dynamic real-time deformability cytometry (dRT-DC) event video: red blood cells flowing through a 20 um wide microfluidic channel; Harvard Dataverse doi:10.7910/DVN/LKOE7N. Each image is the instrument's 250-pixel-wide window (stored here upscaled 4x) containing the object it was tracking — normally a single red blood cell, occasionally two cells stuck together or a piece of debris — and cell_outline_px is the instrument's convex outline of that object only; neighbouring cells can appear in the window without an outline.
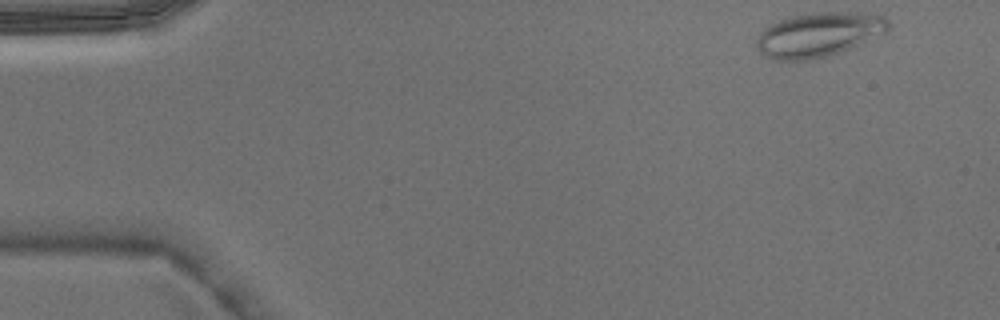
{"species": "Egyptian fruit bat (a non-hibernating species)", "species_latin": "Rousettus aegyptiacus", "temperature_condition": "warm", "stored_images_in_passage": 5, "camera_frame_rate_fps": 3000, "um_per_image_px": 0.085, "animal": {"sex": "male"}, "frame": {"image": 1, "passage_image": 1, "time_ms": 0.0, "image_size_px": [1000, 320], "cell_outline_px": [[888, 32], [840, 52], [828, 56], [808, 60], [772, 60], [764, 56], [756, 48], [756, 40], [760, 32], [764, 28], [776, 20], [788, 16], [820, 12], [856, 12], [884, 16], [888, 20]], "centroid_in_image_um": [69.55, 2.94], "position_along_channel_um": 15.5, "area_um2": 34.33}}